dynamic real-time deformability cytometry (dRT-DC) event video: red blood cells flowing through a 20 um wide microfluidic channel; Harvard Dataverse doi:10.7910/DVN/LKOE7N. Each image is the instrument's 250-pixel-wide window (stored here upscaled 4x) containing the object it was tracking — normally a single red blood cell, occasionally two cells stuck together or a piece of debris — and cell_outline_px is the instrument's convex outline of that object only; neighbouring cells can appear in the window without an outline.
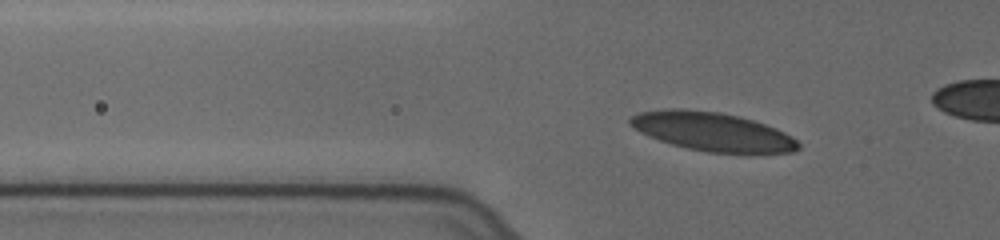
{"species": "human", "species_latin": "Homo sapiens", "temperature_condition": "cold", "stored_images_in_passage": 50, "camera_frame_rate_fps": 3000, "um_per_image_px": 0.085, "donor": {"sex": "female"}, "frame": {"image": 1, "passage_image": 12, "time_ms": 3.667, "image_size_px": [1000, 240], "cell_outline_px": [[800, 148], [792, 152], [708, 152], [688, 148], [672, 144], [648, 136], [632, 128], [628, 124], [628, 120], [632, 116], [640, 112], [668, 108], [680, 108], [720, 112], [752, 120], [776, 128], [792, 136], [800, 144]], "centroid_in_image_um": [60.5, 11.17], "position_along_channel_um": 65.3, "area_um2": 37.57}}
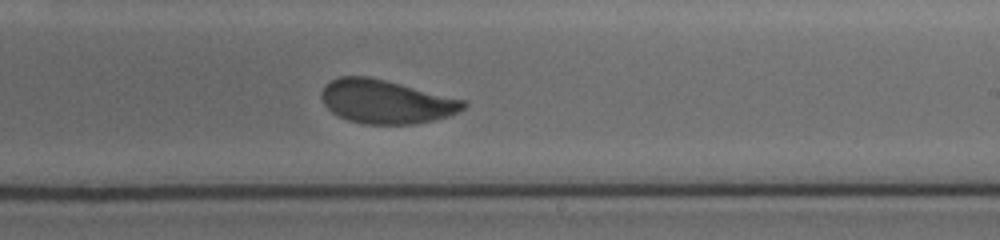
{"frame": {"image": 2, "passage_image": 29, "time_ms": 9.333, "image_size_px": [1000, 240], "cell_outline_px": [[468, 104], [460, 112], [448, 116], [432, 120], [412, 124], [364, 124], [348, 120], [332, 112], [324, 104], [320, 96], [320, 92], [324, 84], [340, 76], [368, 76], [464, 100]], "centroid_in_image_um": [32.77, 8.64], "position_along_channel_um": 256.2, "area_um2": 35.89}}
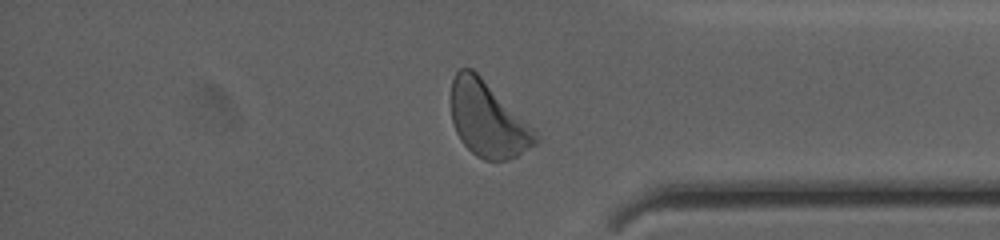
{"frame": {"image": 3, "passage_image": 41, "time_ms": 13.333, "image_size_px": [1000, 240], "cell_outline_px": [[540, 140], [536, 144], [516, 156], [508, 160], [484, 160], [476, 156], [460, 140], [456, 132], [452, 120], [452, 80], [456, 72], [460, 68], [472, 68], [536, 128], [540, 136]], "centroid_in_image_um": [41.51, 10.16], "position_along_channel_um": 393.7, "area_um2": 37.22}, "authors_computed_cell_mechanics": {"area_um2": 36.3562, "velocity_mm_per_s": 3.6045, "shape_relaxation_time_tau1_ms": 2.9591, "shape_relaxation_time_tau2_ms": 0.8767, "deformation_change_tau1": 0.128, "deformation_change_tau2": 0.0557}}